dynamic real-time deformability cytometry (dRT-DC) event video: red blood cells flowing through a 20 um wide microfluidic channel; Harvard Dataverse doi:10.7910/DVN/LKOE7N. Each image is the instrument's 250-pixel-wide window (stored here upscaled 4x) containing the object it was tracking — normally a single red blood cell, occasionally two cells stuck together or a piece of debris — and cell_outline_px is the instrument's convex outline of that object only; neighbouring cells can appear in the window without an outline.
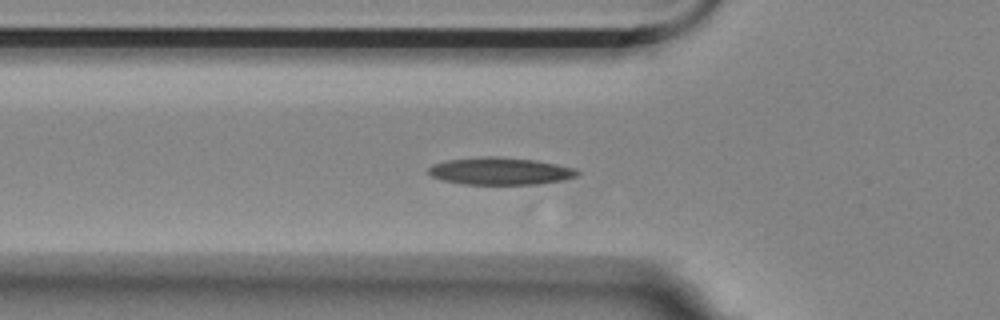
{"species": "Egyptian fruit bat (a non-hibernating species)", "species_latin": "Rousettus aegyptiacus", "temperature_condition": "room temperature", "stored_images_in_passage": 19, "camera_frame_rate_fps": 3000, "um_per_image_px": 0.085, "animal": {"sex": "female"}, "frame": {"image": 1, "passage_image": 18, "time_ms": 5.667, "image_size_px": [1000, 320], "cell_outline_px": [[580, 172], [576, 176], [564, 180], [536, 184], [460, 184], [444, 180], [432, 176], [428, 172], [428, 168], [432, 164], [444, 160], [484, 156], [496, 156], [536, 160], [576, 168]], "centroid_in_image_um": [42.51, 14.53], "position_along_channel_um": 83.3, "area_um2": 23.81}}